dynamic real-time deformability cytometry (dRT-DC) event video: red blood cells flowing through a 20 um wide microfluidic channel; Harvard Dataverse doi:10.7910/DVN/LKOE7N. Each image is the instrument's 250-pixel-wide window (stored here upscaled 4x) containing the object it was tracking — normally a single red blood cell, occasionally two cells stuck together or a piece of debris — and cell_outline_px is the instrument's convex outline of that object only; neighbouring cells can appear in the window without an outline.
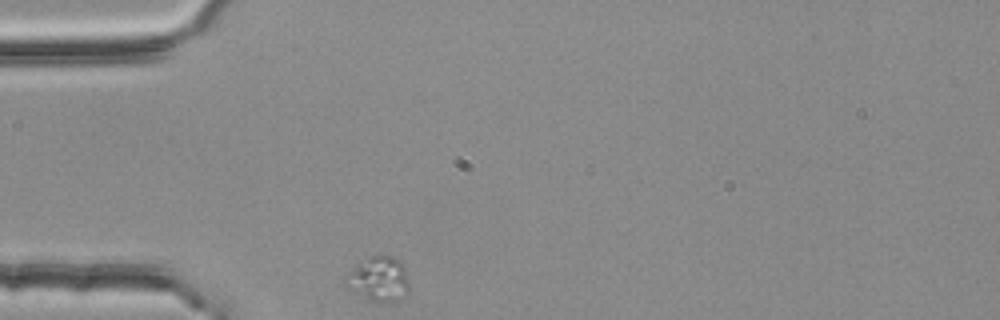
{"species": "common noctule bat (a hibernating species)", "species_latin": "Nyctalus noctula", "temperature_condition": "room temperature", "stored_images_in_passage": 31, "camera_frame_rate_fps": 3000, "um_per_image_px": 0.085, "animal": {"sex": "female", "body_mass_g": 25.1}, "frame": {"image": 1, "passage_image": 1, "time_ms": 0.0, "image_size_px": [1000, 320], "cell_outline_px": [[408, 292], [400, 300], [372, 300], [348, 288], [344, 284], [344, 276], [368, 256], [392, 256], [400, 260], [404, 264], [408, 280]], "centroid_in_image_um": [32.21, 23.68], "position_along_channel_um": 52.8, "area_um2": 16.18}}